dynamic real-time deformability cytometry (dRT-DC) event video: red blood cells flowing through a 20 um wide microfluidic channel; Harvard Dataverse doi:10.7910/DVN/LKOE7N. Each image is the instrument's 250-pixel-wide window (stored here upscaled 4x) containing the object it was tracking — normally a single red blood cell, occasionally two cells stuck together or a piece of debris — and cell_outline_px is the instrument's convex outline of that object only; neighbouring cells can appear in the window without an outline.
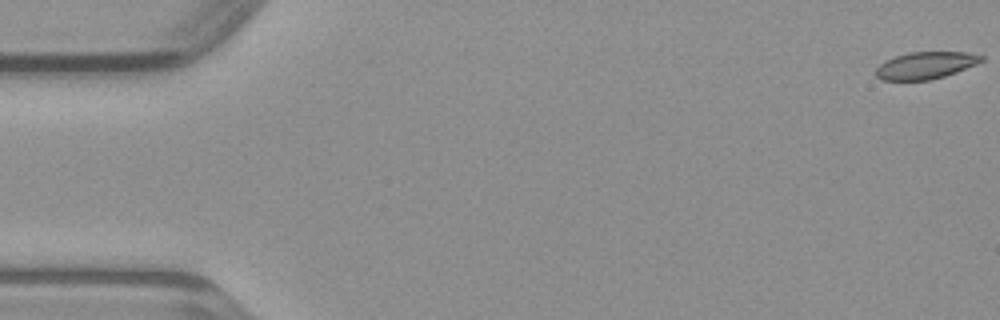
{"species": "common noctule bat (a hibernating species)", "species_latin": "Nyctalus noctula", "temperature_condition": "warm", "stored_images_in_passage": 49, "camera_frame_rate_fps": 3000, "um_per_image_px": 0.085, "animal": {"sex": "male", "body_mass_g": 23.1, "forearm_length_mm": 52.7}, "frame": {"image": 1, "passage_image": 1, "time_ms": 0.0, "image_size_px": [1000, 320], "cell_outline_px": [[984, 60], [976, 64], [956, 72], [944, 76], [928, 80], [880, 80], [876, 76], [876, 68], [884, 60], [908, 52], [968, 52], [984, 56]], "centroid_in_image_um": [78.66, 5.55], "position_along_channel_um": 6.3, "area_um2": 16.65}}
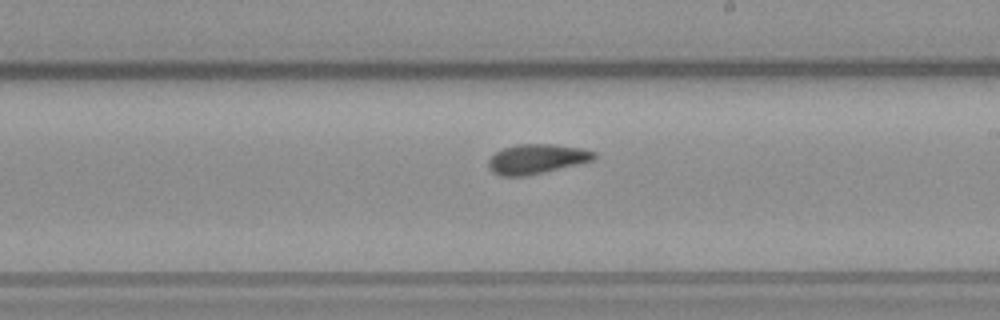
{"frame": {"image": 2, "passage_image": 28, "time_ms": 9.0, "image_size_px": [1000, 320], "cell_outline_px": [[596, 156], [592, 160], [544, 172], [524, 176], [500, 176], [492, 172], [488, 168], [488, 160], [496, 152], [504, 148], [516, 144], [552, 144], [580, 148], [596, 152]], "centroid_in_image_um": [45.57, 13.51], "position_along_channel_um": 243.4, "area_um2": 18.09}}
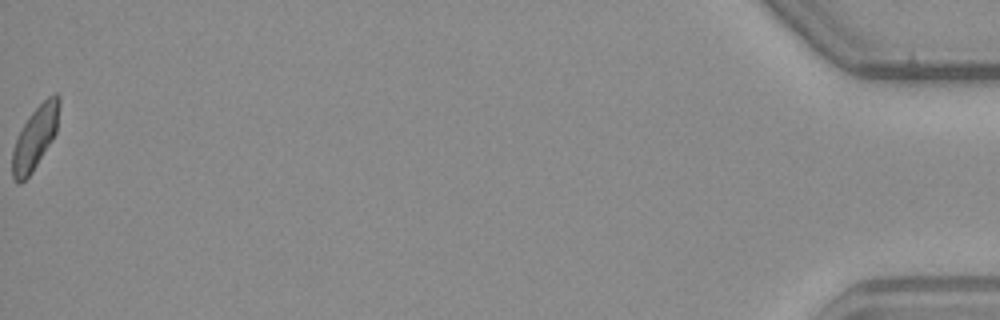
{"frame": {"image": 3, "passage_image": 49, "time_ms": 16.0, "image_size_px": [1000, 320], "cell_outline_px": [[60, 104], [56, 132], [52, 140], [32, 172], [20, 184], [16, 184], [12, 176], [12, 148], [28, 116], [48, 96], [56, 92], [60, 96]], "centroid_in_image_um": [2.98, 11.71], "position_along_channel_um": 432.2, "area_um2": 17.11}}